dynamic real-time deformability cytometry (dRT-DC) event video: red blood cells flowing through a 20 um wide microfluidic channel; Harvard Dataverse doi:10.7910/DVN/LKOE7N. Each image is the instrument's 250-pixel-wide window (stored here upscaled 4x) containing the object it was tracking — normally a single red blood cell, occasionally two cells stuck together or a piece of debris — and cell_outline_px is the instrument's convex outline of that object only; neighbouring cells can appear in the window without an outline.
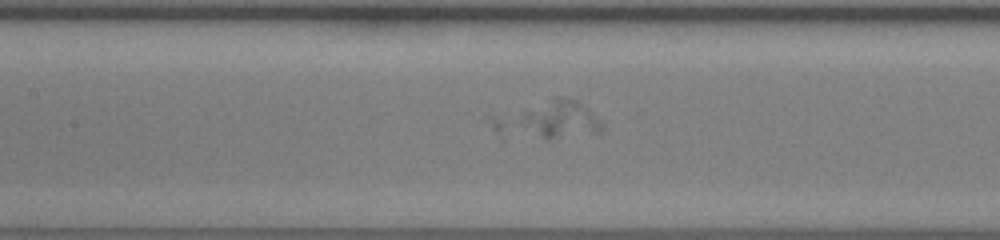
{"species": "human", "species_latin": "Homo sapiens", "temperature_condition": "room temperature", "stored_images_in_passage": 45, "camera_frame_rate_fps": 3000, "um_per_image_px": 0.085, "donor": {"sex": "female"}, "frame": {"image": 1, "passage_image": 19, "time_ms": 6.0, "image_size_px": [1000, 240], "cell_outline_px": [[604, 128], [600, 132], [552, 140], [544, 140], [524, 124], [520, 116], [520, 112], [524, 108], [556, 96], [560, 96], [576, 100], [588, 108], [604, 124]], "centroid_in_image_um": [47.65, 10.11], "position_along_channel_um": 159.8, "area_um2": 18.26}}
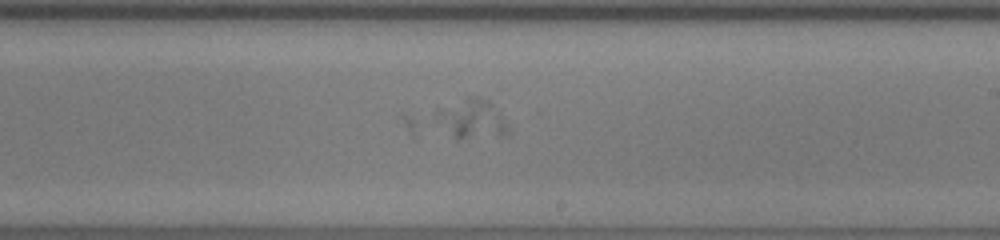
{"frame": {"image": 2, "passage_image": 27, "time_ms": 8.667, "image_size_px": [1000, 240], "cell_outline_px": [[508, 132], [500, 136], [460, 140], [436, 120], [436, 108], [468, 96], [476, 96], [488, 100], [500, 112], [508, 128]], "centroid_in_image_um": [40.1, 10.09], "position_along_channel_um": 248.9, "area_um2": 16.42}}
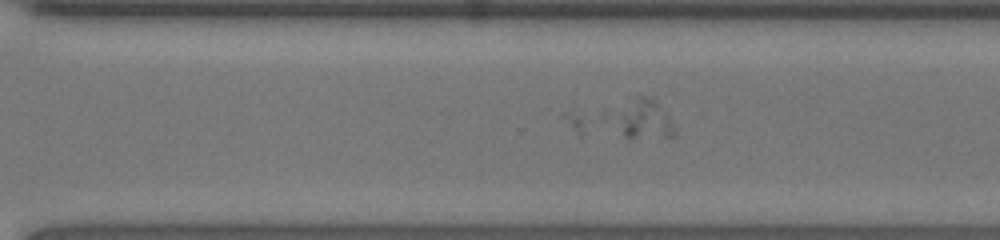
{"frame": {"image": 3, "passage_image": 33, "time_ms": 10.667, "image_size_px": [1000, 240], "cell_outline_px": [[676, 136], [628, 140], [600, 120], [600, 112], [604, 108], [636, 96], [644, 96], [656, 100], [668, 116], [676, 132]], "centroid_in_image_um": [54.26, 10.12], "position_along_channel_um": 316.3, "area_um2": 16.82}}